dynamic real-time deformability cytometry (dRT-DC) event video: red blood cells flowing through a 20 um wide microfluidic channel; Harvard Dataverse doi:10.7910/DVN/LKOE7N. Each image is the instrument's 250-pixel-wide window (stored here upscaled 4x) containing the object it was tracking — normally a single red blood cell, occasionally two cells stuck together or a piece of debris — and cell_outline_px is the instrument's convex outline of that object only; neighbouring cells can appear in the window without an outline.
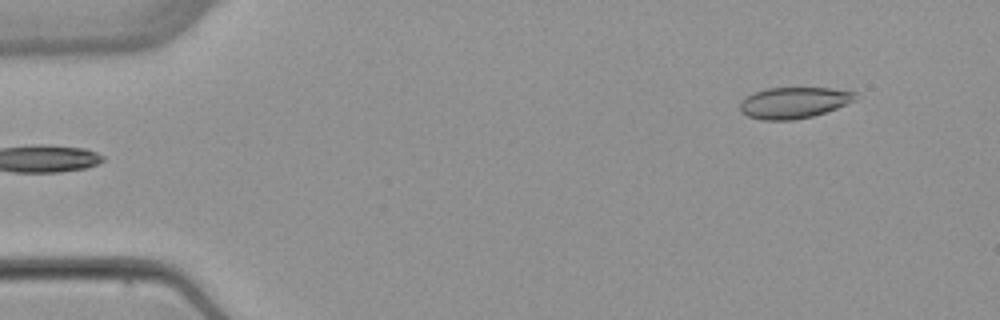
{"species": "common noctule bat (a hibernating species)", "species_latin": "Nyctalus noctula", "temperature_condition": "warm", "stored_images_in_passage": 3, "segment_of_instrument_passage": [2, 2], "camera_frame_rate_fps": 3000, "um_per_image_px": 0.085, "animal": {"sex": "female", "body_mass_g": 22.7, "forearm_length_mm": 54.2}, "frame": {"image": 1, "passage_image": 3, "time_ms": 2.333, "image_size_px": [1000, 320], "cell_outline_px": [[856, 100], [836, 108], [812, 116], [792, 120], [764, 120], [748, 116], [740, 112], [740, 100], [764, 88], [832, 88], [856, 92]], "centroid_in_image_um": [67.46, 8.72], "position_along_channel_um": 17.5, "area_um2": 20.87}}